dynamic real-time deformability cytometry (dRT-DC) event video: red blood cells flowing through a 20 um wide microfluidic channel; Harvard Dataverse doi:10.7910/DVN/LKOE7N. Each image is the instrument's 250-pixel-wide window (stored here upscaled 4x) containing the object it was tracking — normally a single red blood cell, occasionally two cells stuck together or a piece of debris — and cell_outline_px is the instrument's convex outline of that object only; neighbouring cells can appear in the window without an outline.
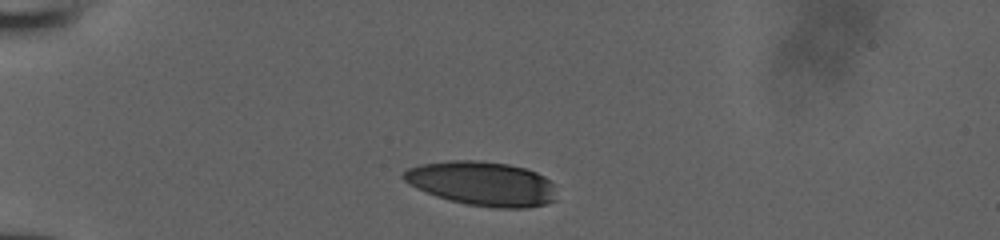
{"species": "human", "species_latin": "Homo sapiens", "temperature_condition": "room temperature", "stored_images_in_passage": 10, "camera_frame_rate_fps": 3000, "um_per_image_px": 0.085, "donor": {"sex": "male"}, "frame": {"image": 1, "passage_image": 1, "time_ms": 0.0, "image_size_px": [1000, 240], "cell_outline_px": [[556, 200], [544, 204], [528, 208], [496, 208], [468, 204], [436, 196], [416, 188], [408, 184], [400, 176], [408, 168], [420, 164], [448, 160], [476, 160], [508, 164], [524, 168], [536, 172], [544, 176], [552, 184]], "centroid_in_image_um": [40.95, 15.6], "position_along_channel_um": 44.0, "area_um2": 39.36}}
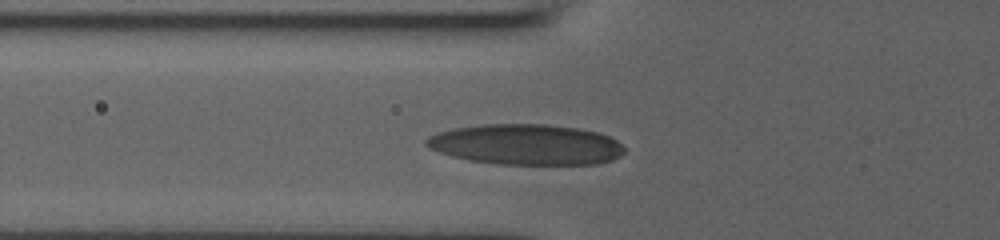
{"frame": {"image": 2, "passage_image": 6, "time_ms": 1.667, "image_size_px": [1000, 240], "cell_outline_px": [[624, 152], [620, 156], [612, 160], [596, 164], [496, 164], [468, 160], [452, 156], [428, 148], [424, 144], [424, 140], [428, 136], [436, 132], [456, 128], [484, 124], [544, 124], [576, 128], [600, 132], [616, 140], [624, 148]], "centroid_in_image_um": [44.69, 12.28], "position_along_channel_um": 81.1, "area_um2": 46.93}}
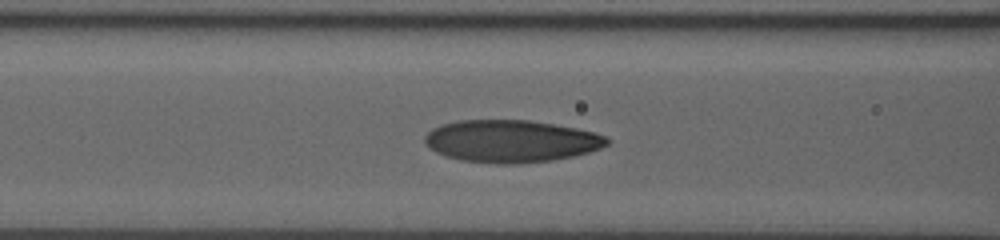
{"frame": {"image": 3, "passage_image": 9, "time_ms": 2.667, "image_size_px": [1000, 240], "cell_outline_px": [[612, 140], [608, 144], [600, 148], [588, 152], [572, 156], [552, 160], [520, 164], [496, 164], [460, 160], [436, 152], [428, 148], [424, 140], [424, 136], [432, 128], [440, 124], [460, 120], [528, 120], [576, 128], [608, 136]], "centroid_in_image_um": [43.43, 12.0], "position_along_channel_um": 123.2, "area_um2": 45.08}}